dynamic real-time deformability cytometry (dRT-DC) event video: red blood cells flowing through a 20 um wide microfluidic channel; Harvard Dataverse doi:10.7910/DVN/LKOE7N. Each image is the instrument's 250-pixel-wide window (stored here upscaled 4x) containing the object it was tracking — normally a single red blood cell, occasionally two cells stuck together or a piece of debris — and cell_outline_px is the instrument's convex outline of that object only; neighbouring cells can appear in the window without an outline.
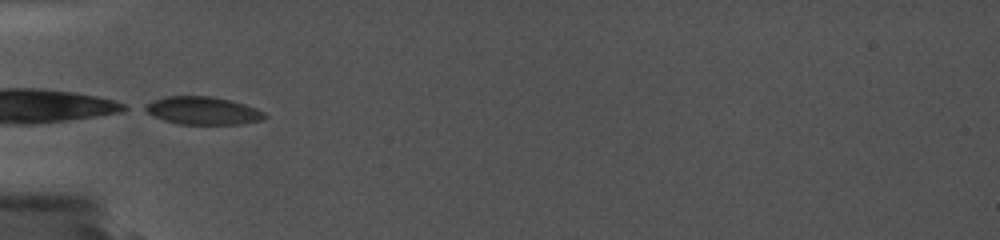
{"species": "common noctule bat (a hibernating species)", "species_latin": "Nyctalus noctula", "temperature_condition": "cold", "stored_images_in_passage": 3, "camera_frame_rate_fps": 5000, "um_per_image_px": 0.085, "animal": {"sex": "female", "body_mass_g": 19.0, "forearm_length_mm": 56.7}, "frame": {"image": 1, "passage_image": 2, "time_ms": 1.0, "image_size_px": [1000, 240], "cell_outline_px": [[268, 116], [264, 120], [244, 124], [176, 124], [152, 116], [140, 108], [156, 100], [172, 96], [204, 96], [224, 100], [240, 104], [264, 112]], "centroid_in_image_um": [17.2, 9.44], "position_along_channel_um": 67.8, "area_um2": 18.96}}